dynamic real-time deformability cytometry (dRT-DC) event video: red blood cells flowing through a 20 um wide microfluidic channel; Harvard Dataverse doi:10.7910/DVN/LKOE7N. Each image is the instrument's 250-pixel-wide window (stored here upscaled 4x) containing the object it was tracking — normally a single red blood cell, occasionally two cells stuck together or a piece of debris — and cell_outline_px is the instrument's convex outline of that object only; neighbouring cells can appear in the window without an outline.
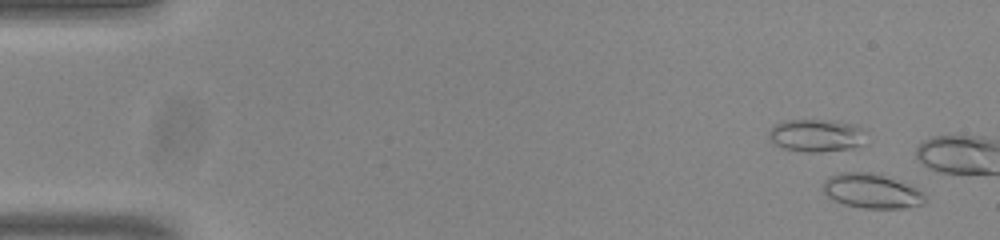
{"species": "common noctule bat (a hibernating species)", "species_latin": "Nyctalus noctula", "temperature_condition": "room temperature", "stored_images_in_passage": 8, "camera_frame_rate_fps": 3000, "um_per_image_px": 0.085, "animal": {"sex": "male", "body_mass_g": 20.0, "forearm_length_mm": 53.3}, "frame": {"image": 1, "passage_image": 2, "time_ms": 0.333, "image_size_px": [1000, 240], "cell_outline_px": [[928, 200], [924, 204], [900, 208], [864, 208], [844, 204], [832, 200], [824, 192], [824, 180], [828, 176], [840, 172], [880, 172], [916, 188], [924, 192]], "centroid_in_image_um": [74.12, 16.22], "position_along_channel_um": 10.9, "area_um2": 20.87}}